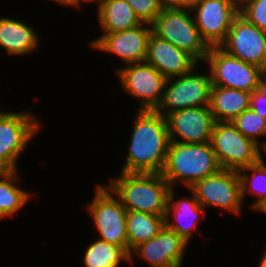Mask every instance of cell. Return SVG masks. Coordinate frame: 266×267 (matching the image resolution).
<instances>
[{
	"label": "cell",
	"instance_id": "d6a6232c",
	"mask_svg": "<svg viewBox=\"0 0 266 267\" xmlns=\"http://www.w3.org/2000/svg\"><path fill=\"white\" fill-rule=\"evenodd\" d=\"M259 267H266V251H264L261 259H260Z\"/></svg>",
	"mask_w": 266,
	"mask_h": 267
},
{
	"label": "cell",
	"instance_id": "6da1fadb",
	"mask_svg": "<svg viewBox=\"0 0 266 267\" xmlns=\"http://www.w3.org/2000/svg\"><path fill=\"white\" fill-rule=\"evenodd\" d=\"M127 158L121 172L161 173L170 144L166 117L155 110H137Z\"/></svg>",
	"mask_w": 266,
	"mask_h": 267
},
{
	"label": "cell",
	"instance_id": "484cf974",
	"mask_svg": "<svg viewBox=\"0 0 266 267\" xmlns=\"http://www.w3.org/2000/svg\"><path fill=\"white\" fill-rule=\"evenodd\" d=\"M231 122L245 137L251 139L261 147L258 138L266 136V118H262L249 108Z\"/></svg>",
	"mask_w": 266,
	"mask_h": 267
},
{
	"label": "cell",
	"instance_id": "44dd1931",
	"mask_svg": "<svg viewBox=\"0 0 266 267\" xmlns=\"http://www.w3.org/2000/svg\"><path fill=\"white\" fill-rule=\"evenodd\" d=\"M97 7L103 34L124 31L142 23L125 0H107Z\"/></svg>",
	"mask_w": 266,
	"mask_h": 267
},
{
	"label": "cell",
	"instance_id": "7c38bea8",
	"mask_svg": "<svg viewBox=\"0 0 266 267\" xmlns=\"http://www.w3.org/2000/svg\"><path fill=\"white\" fill-rule=\"evenodd\" d=\"M191 12L207 45L220 46L225 41L234 19L239 15V0H199Z\"/></svg>",
	"mask_w": 266,
	"mask_h": 267
},
{
	"label": "cell",
	"instance_id": "d590c367",
	"mask_svg": "<svg viewBox=\"0 0 266 267\" xmlns=\"http://www.w3.org/2000/svg\"><path fill=\"white\" fill-rule=\"evenodd\" d=\"M262 213L266 214V208L262 211Z\"/></svg>",
	"mask_w": 266,
	"mask_h": 267
},
{
	"label": "cell",
	"instance_id": "4dcf8cb0",
	"mask_svg": "<svg viewBox=\"0 0 266 267\" xmlns=\"http://www.w3.org/2000/svg\"><path fill=\"white\" fill-rule=\"evenodd\" d=\"M55 3H58L60 5H65V6H73V8L77 7L79 8L80 5L82 6V2L86 1V0H52Z\"/></svg>",
	"mask_w": 266,
	"mask_h": 267
},
{
	"label": "cell",
	"instance_id": "277c9868",
	"mask_svg": "<svg viewBox=\"0 0 266 267\" xmlns=\"http://www.w3.org/2000/svg\"><path fill=\"white\" fill-rule=\"evenodd\" d=\"M155 35L192 55L198 62L205 61L209 46L195 25L191 10L162 8L152 23Z\"/></svg>",
	"mask_w": 266,
	"mask_h": 267
},
{
	"label": "cell",
	"instance_id": "d4e9b609",
	"mask_svg": "<svg viewBox=\"0 0 266 267\" xmlns=\"http://www.w3.org/2000/svg\"><path fill=\"white\" fill-rule=\"evenodd\" d=\"M124 260L130 263V253L125 248L98 238L87 247L83 256L85 267H119Z\"/></svg>",
	"mask_w": 266,
	"mask_h": 267
},
{
	"label": "cell",
	"instance_id": "4316f807",
	"mask_svg": "<svg viewBox=\"0 0 266 267\" xmlns=\"http://www.w3.org/2000/svg\"><path fill=\"white\" fill-rule=\"evenodd\" d=\"M239 14L266 31V0H239Z\"/></svg>",
	"mask_w": 266,
	"mask_h": 267
},
{
	"label": "cell",
	"instance_id": "d6986e66",
	"mask_svg": "<svg viewBox=\"0 0 266 267\" xmlns=\"http://www.w3.org/2000/svg\"><path fill=\"white\" fill-rule=\"evenodd\" d=\"M39 36L34 27L7 17L0 18V48L8 55H28L38 48Z\"/></svg>",
	"mask_w": 266,
	"mask_h": 267
},
{
	"label": "cell",
	"instance_id": "8992f818",
	"mask_svg": "<svg viewBox=\"0 0 266 267\" xmlns=\"http://www.w3.org/2000/svg\"><path fill=\"white\" fill-rule=\"evenodd\" d=\"M38 119L24 110L0 114V169L3 172L19 170L17 159L41 129Z\"/></svg>",
	"mask_w": 266,
	"mask_h": 267
},
{
	"label": "cell",
	"instance_id": "4fadbf2b",
	"mask_svg": "<svg viewBox=\"0 0 266 267\" xmlns=\"http://www.w3.org/2000/svg\"><path fill=\"white\" fill-rule=\"evenodd\" d=\"M220 47L230 55L266 71V31L240 14L234 19Z\"/></svg>",
	"mask_w": 266,
	"mask_h": 267
},
{
	"label": "cell",
	"instance_id": "7a4b0ae2",
	"mask_svg": "<svg viewBox=\"0 0 266 267\" xmlns=\"http://www.w3.org/2000/svg\"><path fill=\"white\" fill-rule=\"evenodd\" d=\"M107 186L126 210L166 215L171 186L161 173L120 172Z\"/></svg>",
	"mask_w": 266,
	"mask_h": 267
},
{
	"label": "cell",
	"instance_id": "5bb4252c",
	"mask_svg": "<svg viewBox=\"0 0 266 267\" xmlns=\"http://www.w3.org/2000/svg\"><path fill=\"white\" fill-rule=\"evenodd\" d=\"M152 32V24L142 22L124 31L101 34L88 44L95 50L117 55L125 65L140 63L145 62Z\"/></svg>",
	"mask_w": 266,
	"mask_h": 267
},
{
	"label": "cell",
	"instance_id": "2e32d148",
	"mask_svg": "<svg viewBox=\"0 0 266 267\" xmlns=\"http://www.w3.org/2000/svg\"><path fill=\"white\" fill-rule=\"evenodd\" d=\"M181 236L166 225L160 233L135 247L130 253V264L136 255L150 267H181L188 246Z\"/></svg>",
	"mask_w": 266,
	"mask_h": 267
},
{
	"label": "cell",
	"instance_id": "ba28073f",
	"mask_svg": "<svg viewBox=\"0 0 266 267\" xmlns=\"http://www.w3.org/2000/svg\"><path fill=\"white\" fill-rule=\"evenodd\" d=\"M196 68L184 75L167 79L156 112L166 117L177 110L209 106L212 88L210 73L196 74Z\"/></svg>",
	"mask_w": 266,
	"mask_h": 267
},
{
	"label": "cell",
	"instance_id": "30bf717a",
	"mask_svg": "<svg viewBox=\"0 0 266 267\" xmlns=\"http://www.w3.org/2000/svg\"><path fill=\"white\" fill-rule=\"evenodd\" d=\"M189 190L204 209L212 206L241 215L243 201L238 171L221 168L217 173L196 182Z\"/></svg>",
	"mask_w": 266,
	"mask_h": 267
},
{
	"label": "cell",
	"instance_id": "f1b7e54d",
	"mask_svg": "<svg viewBox=\"0 0 266 267\" xmlns=\"http://www.w3.org/2000/svg\"><path fill=\"white\" fill-rule=\"evenodd\" d=\"M250 108L262 118H266V97L257 90L253 91L250 95Z\"/></svg>",
	"mask_w": 266,
	"mask_h": 267
},
{
	"label": "cell",
	"instance_id": "cb8c5ba5",
	"mask_svg": "<svg viewBox=\"0 0 266 267\" xmlns=\"http://www.w3.org/2000/svg\"><path fill=\"white\" fill-rule=\"evenodd\" d=\"M250 172L252 174H248ZM241 182V197L244 203L247 193L256 196V200L251 204L252 210H257L260 213L266 208V163H264L263 154L261 159L244 169L238 171ZM249 189V190H248Z\"/></svg>",
	"mask_w": 266,
	"mask_h": 267
},
{
	"label": "cell",
	"instance_id": "e0dca14e",
	"mask_svg": "<svg viewBox=\"0 0 266 267\" xmlns=\"http://www.w3.org/2000/svg\"><path fill=\"white\" fill-rule=\"evenodd\" d=\"M145 62L155 67L166 79L184 75L199 63L188 52L161 39L153 32L148 41Z\"/></svg>",
	"mask_w": 266,
	"mask_h": 267
},
{
	"label": "cell",
	"instance_id": "ffe728a7",
	"mask_svg": "<svg viewBox=\"0 0 266 267\" xmlns=\"http://www.w3.org/2000/svg\"><path fill=\"white\" fill-rule=\"evenodd\" d=\"M251 93L227 87L212 86L210 110L216 122H231L250 108Z\"/></svg>",
	"mask_w": 266,
	"mask_h": 267
},
{
	"label": "cell",
	"instance_id": "ac0fdd59",
	"mask_svg": "<svg viewBox=\"0 0 266 267\" xmlns=\"http://www.w3.org/2000/svg\"><path fill=\"white\" fill-rule=\"evenodd\" d=\"M174 190L175 187L171 188L169 192L165 225L189 243L194 234L193 229L197 230V224L200 220H204L202 218H205V209L191 190V197L178 200H175Z\"/></svg>",
	"mask_w": 266,
	"mask_h": 267
},
{
	"label": "cell",
	"instance_id": "836d02e7",
	"mask_svg": "<svg viewBox=\"0 0 266 267\" xmlns=\"http://www.w3.org/2000/svg\"><path fill=\"white\" fill-rule=\"evenodd\" d=\"M261 152H264V153H266V141H262L261 142Z\"/></svg>",
	"mask_w": 266,
	"mask_h": 267
},
{
	"label": "cell",
	"instance_id": "5b68a950",
	"mask_svg": "<svg viewBox=\"0 0 266 267\" xmlns=\"http://www.w3.org/2000/svg\"><path fill=\"white\" fill-rule=\"evenodd\" d=\"M99 239L128 251L127 210L121 200L104 184L96 185L94 198L87 205Z\"/></svg>",
	"mask_w": 266,
	"mask_h": 267
},
{
	"label": "cell",
	"instance_id": "e575fe53",
	"mask_svg": "<svg viewBox=\"0 0 266 267\" xmlns=\"http://www.w3.org/2000/svg\"><path fill=\"white\" fill-rule=\"evenodd\" d=\"M93 1L94 3L96 2L98 4L97 6H99L102 2L107 1V0H86V2H93Z\"/></svg>",
	"mask_w": 266,
	"mask_h": 267
},
{
	"label": "cell",
	"instance_id": "8fae6325",
	"mask_svg": "<svg viewBox=\"0 0 266 267\" xmlns=\"http://www.w3.org/2000/svg\"><path fill=\"white\" fill-rule=\"evenodd\" d=\"M123 90L140 101L139 110H155L167 79L147 62L126 64L115 71Z\"/></svg>",
	"mask_w": 266,
	"mask_h": 267
},
{
	"label": "cell",
	"instance_id": "1f68e13d",
	"mask_svg": "<svg viewBox=\"0 0 266 267\" xmlns=\"http://www.w3.org/2000/svg\"><path fill=\"white\" fill-rule=\"evenodd\" d=\"M257 91L266 97V71L263 72L259 80Z\"/></svg>",
	"mask_w": 266,
	"mask_h": 267
},
{
	"label": "cell",
	"instance_id": "603a6c76",
	"mask_svg": "<svg viewBox=\"0 0 266 267\" xmlns=\"http://www.w3.org/2000/svg\"><path fill=\"white\" fill-rule=\"evenodd\" d=\"M18 170L0 174V220L14 216L30 200L31 194L16 186Z\"/></svg>",
	"mask_w": 266,
	"mask_h": 267
},
{
	"label": "cell",
	"instance_id": "7402d4cb",
	"mask_svg": "<svg viewBox=\"0 0 266 267\" xmlns=\"http://www.w3.org/2000/svg\"><path fill=\"white\" fill-rule=\"evenodd\" d=\"M165 221V215H152L127 210L128 252L131 253L139 244L157 236L164 228Z\"/></svg>",
	"mask_w": 266,
	"mask_h": 267
},
{
	"label": "cell",
	"instance_id": "9c48e42d",
	"mask_svg": "<svg viewBox=\"0 0 266 267\" xmlns=\"http://www.w3.org/2000/svg\"><path fill=\"white\" fill-rule=\"evenodd\" d=\"M205 61L209 66L212 86L244 90L249 93L257 90L264 72L262 68L230 55L220 46L210 47Z\"/></svg>",
	"mask_w": 266,
	"mask_h": 267
},
{
	"label": "cell",
	"instance_id": "9a60e30c",
	"mask_svg": "<svg viewBox=\"0 0 266 267\" xmlns=\"http://www.w3.org/2000/svg\"><path fill=\"white\" fill-rule=\"evenodd\" d=\"M166 120L170 142L191 144L210 142L216 122L209 106L177 110Z\"/></svg>",
	"mask_w": 266,
	"mask_h": 267
},
{
	"label": "cell",
	"instance_id": "83f0119b",
	"mask_svg": "<svg viewBox=\"0 0 266 267\" xmlns=\"http://www.w3.org/2000/svg\"><path fill=\"white\" fill-rule=\"evenodd\" d=\"M143 23L152 24L162 10L161 0H125Z\"/></svg>",
	"mask_w": 266,
	"mask_h": 267
},
{
	"label": "cell",
	"instance_id": "f546056e",
	"mask_svg": "<svg viewBox=\"0 0 266 267\" xmlns=\"http://www.w3.org/2000/svg\"><path fill=\"white\" fill-rule=\"evenodd\" d=\"M199 0H161L162 7L168 9L192 10Z\"/></svg>",
	"mask_w": 266,
	"mask_h": 267
},
{
	"label": "cell",
	"instance_id": "3957f363",
	"mask_svg": "<svg viewBox=\"0 0 266 267\" xmlns=\"http://www.w3.org/2000/svg\"><path fill=\"white\" fill-rule=\"evenodd\" d=\"M220 169L210 142H170L161 175L171 188L181 183L189 189L196 182L217 173Z\"/></svg>",
	"mask_w": 266,
	"mask_h": 267
},
{
	"label": "cell",
	"instance_id": "52a82bcc",
	"mask_svg": "<svg viewBox=\"0 0 266 267\" xmlns=\"http://www.w3.org/2000/svg\"><path fill=\"white\" fill-rule=\"evenodd\" d=\"M210 143L222 169L240 171L261 159V147L232 122H215Z\"/></svg>",
	"mask_w": 266,
	"mask_h": 267
}]
</instances>
